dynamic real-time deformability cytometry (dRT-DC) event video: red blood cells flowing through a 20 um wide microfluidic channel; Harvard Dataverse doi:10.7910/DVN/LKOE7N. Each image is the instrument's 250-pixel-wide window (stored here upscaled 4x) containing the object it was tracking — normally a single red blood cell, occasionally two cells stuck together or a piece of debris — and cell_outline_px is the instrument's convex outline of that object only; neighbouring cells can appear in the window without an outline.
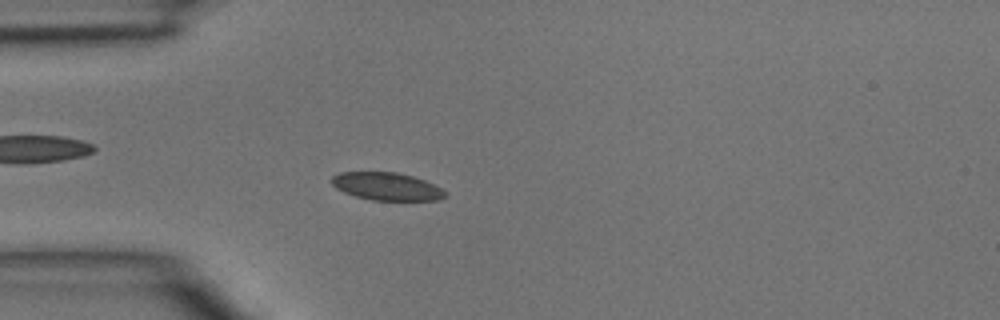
{"species": "common noctule bat (a hibernating species)", "species_latin": "Nyctalus noctula", "temperature_condition": "room temperature", "stored_images_in_passage": 37, "camera_frame_rate_fps": 3000, "um_per_image_px": 0.085, "animal": {"sex": "male", "body_mass_g": 15.6}, "frame": {"image": 1, "passage_image": 4, "time_ms": 1.0, "image_size_px": [1000, 320], "cell_outline_px": [[448, 196], [440, 200], [372, 200], [356, 196], [344, 192], [336, 188], [332, 184], [332, 176], [340, 172], [396, 172], [412, 176], [424, 180], [448, 192]], "centroid_in_image_um": [32.89, 15.85], "position_along_channel_um": 52.1, "area_um2": 18.32}}
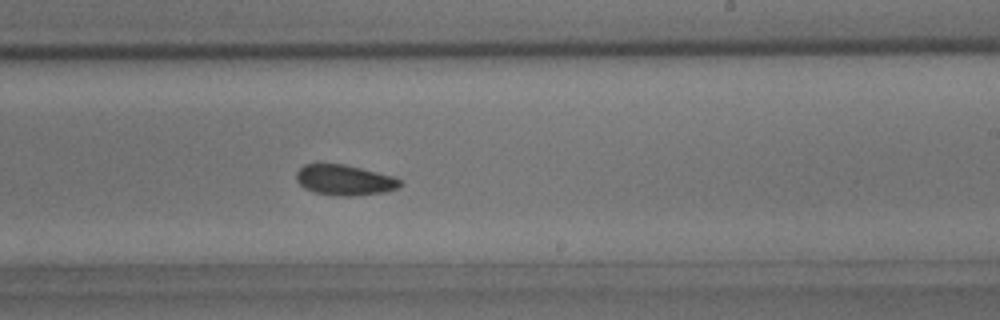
{"frame": {"image": 2, "passage_image": 19, "time_ms": 6.0, "image_size_px": [1000, 320], "cell_outline_px": [[400, 184], [396, 188], [384, 192], [352, 196], [340, 196], [316, 192], [304, 188], [296, 180], [296, 172], [304, 164], [344, 164], [392, 176], [400, 180]], "centroid_in_image_um": [29.24, 15.3], "position_along_channel_um": 259.8, "area_um2": 18.09}}
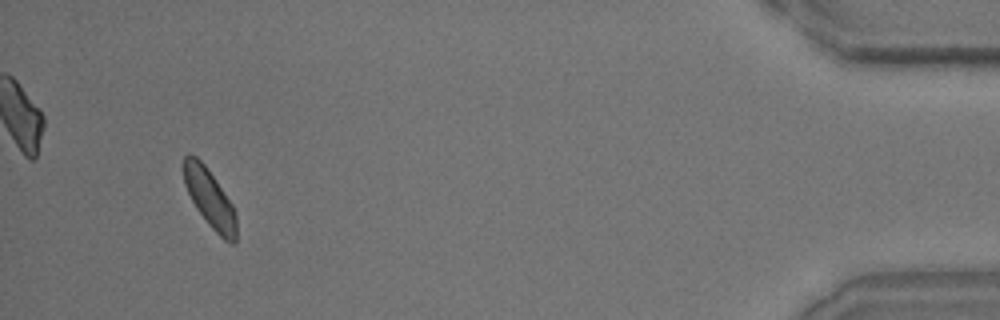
{"frame": {"image": 3, "passage_image": 35, "time_ms": 11.333, "image_size_px": [1000, 320], "cell_outline_px": [[236, 240], [232, 244], [224, 240], [208, 224], [196, 208], [184, 184], [184, 156], [188, 152], [196, 156], [204, 164], [232, 204], [236, 216]], "centroid_in_image_um": [17.82, 16.87], "position_along_channel_um": 417.4, "area_um2": 17.63}}